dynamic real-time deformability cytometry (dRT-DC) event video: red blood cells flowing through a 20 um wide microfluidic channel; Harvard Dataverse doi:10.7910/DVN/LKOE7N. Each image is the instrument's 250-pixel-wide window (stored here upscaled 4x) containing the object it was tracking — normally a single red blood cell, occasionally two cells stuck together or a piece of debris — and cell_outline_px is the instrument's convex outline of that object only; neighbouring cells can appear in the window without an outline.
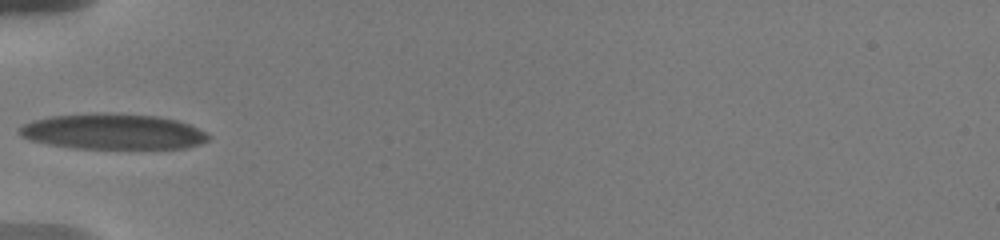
{"species": "human", "species_latin": "Homo sapiens", "temperature_condition": "warm", "stored_images_in_passage": 27, "camera_frame_rate_fps": 3000, "um_per_image_px": 0.085, "donor": {"sex": "male"}, "frame": {"image": 1, "passage_image": 1, "time_ms": 0.0, "image_size_px": [1000, 240], "cell_outline_px": [[212, 136], [208, 140], [200, 144], [184, 148], [72, 148], [48, 144], [28, 140], [20, 136], [16, 132], [16, 128], [32, 120], [48, 116], [108, 112], [156, 116], [176, 120], [188, 124]], "centroid_in_image_um": [9.52, 11.18], "position_along_channel_um": 75.5, "area_um2": 39.42}}
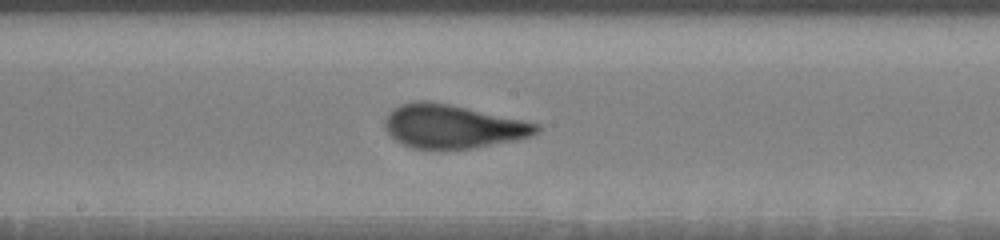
{"frame": {"image": 2, "passage_image": 13, "time_ms": 3.667, "image_size_px": [1000, 240], "cell_outline_px": [[540, 132], [516, 140], [472, 148], [412, 148], [400, 144], [384, 128], [384, 120], [388, 112], [392, 108], [400, 104], [412, 100], [428, 100], [448, 104], [524, 120], [540, 124]], "centroid_in_image_um": [38.44, 10.73], "position_along_channel_um": 209.8, "area_um2": 38.49}}
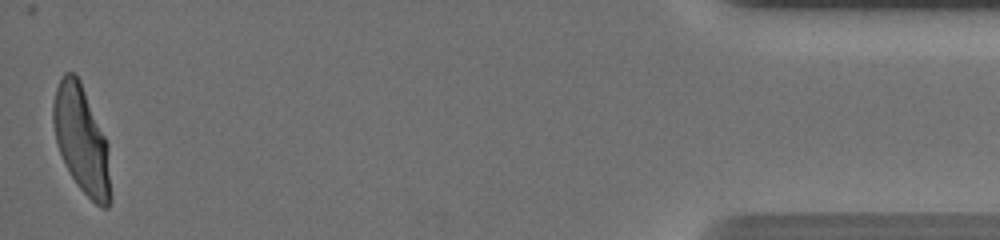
{"frame": {"image": 3, "passage_image": 27, "time_ms": 11.667, "image_size_px": [1000, 240], "cell_outline_px": [[112, 196], [108, 208], [100, 208], [80, 188], [72, 176], [60, 152], [56, 140], [52, 120], [52, 104], [56, 88], [64, 72], [76, 72], [80, 80], [108, 144]], "centroid_in_image_um": [6.95, 11.88], "position_along_channel_um": 428.3, "area_um2": 35.78}, "authors_computed_cell_mechanics": {"area_um2": 37.9168, "velocity_mm_per_s": 3.6684, "shape_relaxation_time_tau1_ms": 4.2644, "shape_relaxation_time_tau2_ms": null, "deformation_change_tau1": 0.2054, "deformation_change_tau2": null}}